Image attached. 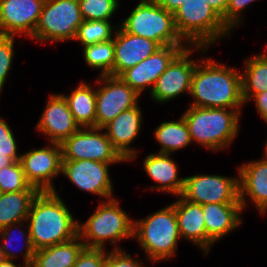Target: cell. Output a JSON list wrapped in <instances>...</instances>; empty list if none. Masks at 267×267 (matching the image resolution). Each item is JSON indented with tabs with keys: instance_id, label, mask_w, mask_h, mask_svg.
I'll use <instances>...</instances> for the list:
<instances>
[{
	"instance_id": "obj_44",
	"label": "cell",
	"mask_w": 267,
	"mask_h": 267,
	"mask_svg": "<svg viewBox=\"0 0 267 267\" xmlns=\"http://www.w3.org/2000/svg\"><path fill=\"white\" fill-rule=\"evenodd\" d=\"M7 259L4 251L2 250L1 248V245H0V264H2L5 260Z\"/></svg>"
},
{
	"instance_id": "obj_9",
	"label": "cell",
	"mask_w": 267,
	"mask_h": 267,
	"mask_svg": "<svg viewBox=\"0 0 267 267\" xmlns=\"http://www.w3.org/2000/svg\"><path fill=\"white\" fill-rule=\"evenodd\" d=\"M103 128L81 127L60 145L62 160H93L121 163L126 160L113 147Z\"/></svg>"
},
{
	"instance_id": "obj_41",
	"label": "cell",
	"mask_w": 267,
	"mask_h": 267,
	"mask_svg": "<svg viewBox=\"0 0 267 267\" xmlns=\"http://www.w3.org/2000/svg\"><path fill=\"white\" fill-rule=\"evenodd\" d=\"M161 7L170 13H175L177 9L187 0H155Z\"/></svg>"
},
{
	"instance_id": "obj_20",
	"label": "cell",
	"mask_w": 267,
	"mask_h": 267,
	"mask_svg": "<svg viewBox=\"0 0 267 267\" xmlns=\"http://www.w3.org/2000/svg\"><path fill=\"white\" fill-rule=\"evenodd\" d=\"M142 121V111L138 104L123 111L103 127L104 131L107 130L106 135L113 147L126 161L137 157L138 152L130 146L140 133Z\"/></svg>"
},
{
	"instance_id": "obj_40",
	"label": "cell",
	"mask_w": 267,
	"mask_h": 267,
	"mask_svg": "<svg viewBox=\"0 0 267 267\" xmlns=\"http://www.w3.org/2000/svg\"><path fill=\"white\" fill-rule=\"evenodd\" d=\"M210 7L223 18L229 4V0H204Z\"/></svg>"
},
{
	"instance_id": "obj_38",
	"label": "cell",
	"mask_w": 267,
	"mask_h": 267,
	"mask_svg": "<svg viewBox=\"0 0 267 267\" xmlns=\"http://www.w3.org/2000/svg\"><path fill=\"white\" fill-rule=\"evenodd\" d=\"M115 248L108 252L105 261V267H145L143 263L137 261L130 254H126L120 246H114Z\"/></svg>"
},
{
	"instance_id": "obj_1",
	"label": "cell",
	"mask_w": 267,
	"mask_h": 267,
	"mask_svg": "<svg viewBox=\"0 0 267 267\" xmlns=\"http://www.w3.org/2000/svg\"><path fill=\"white\" fill-rule=\"evenodd\" d=\"M190 106L201 108L241 109V73L234 67L219 64L212 58H201L192 76Z\"/></svg>"
},
{
	"instance_id": "obj_23",
	"label": "cell",
	"mask_w": 267,
	"mask_h": 267,
	"mask_svg": "<svg viewBox=\"0 0 267 267\" xmlns=\"http://www.w3.org/2000/svg\"><path fill=\"white\" fill-rule=\"evenodd\" d=\"M207 236L216 243L242 224L241 203L202 205Z\"/></svg>"
},
{
	"instance_id": "obj_6",
	"label": "cell",
	"mask_w": 267,
	"mask_h": 267,
	"mask_svg": "<svg viewBox=\"0 0 267 267\" xmlns=\"http://www.w3.org/2000/svg\"><path fill=\"white\" fill-rule=\"evenodd\" d=\"M178 34L189 46L216 43L231 32L204 0H187L173 14Z\"/></svg>"
},
{
	"instance_id": "obj_30",
	"label": "cell",
	"mask_w": 267,
	"mask_h": 267,
	"mask_svg": "<svg viewBox=\"0 0 267 267\" xmlns=\"http://www.w3.org/2000/svg\"><path fill=\"white\" fill-rule=\"evenodd\" d=\"M26 222L27 221L14 223V224H11L9 226H5L2 229H0V236L2 239L1 240L2 244L0 243V245H1L2 250L4 251L7 259H11V260H13L17 257V255L14 256L15 253L19 252V254H21L20 252H22V250H24V251L26 250L24 252V256H23L24 257L23 263L26 264L27 266H31L36 250L34 249V247L32 245L28 222H27L26 226L25 225L23 226L24 228L27 227V230H25L26 231L25 234L23 233L24 232L23 230H20L18 232V234L20 233L22 235L23 240L25 239L24 241H21V242H24L25 246L24 247L22 246L23 248L17 249L18 252L13 251L14 249L11 246V244H12L11 242L19 241V239L21 238L20 237L16 240L15 236L17 233H16V231L14 232V229H16V228L19 229L21 227V225H23V223L25 224ZM13 232H14V235H13ZM16 248L17 247H15V250H16Z\"/></svg>"
},
{
	"instance_id": "obj_33",
	"label": "cell",
	"mask_w": 267,
	"mask_h": 267,
	"mask_svg": "<svg viewBox=\"0 0 267 267\" xmlns=\"http://www.w3.org/2000/svg\"><path fill=\"white\" fill-rule=\"evenodd\" d=\"M83 20L110 21L120 2L116 0H78Z\"/></svg>"
},
{
	"instance_id": "obj_18",
	"label": "cell",
	"mask_w": 267,
	"mask_h": 267,
	"mask_svg": "<svg viewBox=\"0 0 267 267\" xmlns=\"http://www.w3.org/2000/svg\"><path fill=\"white\" fill-rule=\"evenodd\" d=\"M113 41L115 53L114 76L117 77L161 48L157 42L132 35L120 25L115 28Z\"/></svg>"
},
{
	"instance_id": "obj_34",
	"label": "cell",
	"mask_w": 267,
	"mask_h": 267,
	"mask_svg": "<svg viewBox=\"0 0 267 267\" xmlns=\"http://www.w3.org/2000/svg\"><path fill=\"white\" fill-rule=\"evenodd\" d=\"M15 36L0 35V95L3 86L6 83V78L10 73L14 52Z\"/></svg>"
},
{
	"instance_id": "obj_26",
	"label": "cell",
	"mask_w": 267,
	"mask_h": 267,
	"mask_svg": "<svg viewBox=\"0 0 267 267\" xmlns=\"http://www.w3.org/2000/svg\"><path fill=\"white\" fill-rule=\"evenodd\" d=\"M40 191L0 193V229L27 221L31 204Z\"/></svg>"
},
{
	"instance_id": "obj_10",
	"label": "cell",
	"mask_w": 267,
	"mask_h": 267,
	"mask_svg": "<svg viewBox=\"0 0 267 267\" xmlns=\"http://www.w3.org/2000/svg\"><path fill=\"white\" fill-rule=\"evenodd\" d=\"M191 48V49H190ZM205 46H187L168 65L167 69L159 76L153 86L150 96L155 102L166 103L186 93L190 95L192 76L195 71L196 60L190 59L191 54L197 49L203 53Z\"/></svg>"
},
{
	"instance_id": "obj_39",
	"label": "cell",
	"mask_w": 267,
	"mask_h": 267,
	"mask_svg": "<svg viewBox=\"0 0 267 267\" xmlns=\"http://www.w3.org/2000/svg\"><path fill=\"white\" fill-rule=\"evenodd\" d=\"M256 103V109L260 114V117L267 124V90L254 95L251 100Z\"/></svg>"
},
{
	"instance_id": "obj_24",
	"label": "cell",
	"mask_w": 267,
	"mask_h": 267,
	"mask_svg": "<svg viewBox=\"0 0 267 267\" xmlns=\"http://www.w3.org/2000/svg\"><path fill=\"white\" fill-rule=\"evenodd\" d=\"M85 248L79 236L35 251L31 267H73Z\"/></svg>"
},
{
	"instance_id": "obj_13",
	"label": "cell",
	"mask_w": 267,
	"mask_h": 267,
	"mask_svg": "<svg viewBox=\"0 0 267 267\" xmlns=\"http://www.w3.org/2000/svg\"><path fill=\"white\" fill-rule=\"evenodd\" d=\"M20 162L27 182L40 192L55 191L53 177L61 174L62 149L59 143L31 149L21 154Z\"/></svg>"
},
{
	"instance_id": "obj_8",
	"label": "cell",
	"mask_w": 267,
	"mask_h": 267,
	"mask_svg": "<svg viewBox=\"0 0 267 267\" xmlns=\"http://www.w3.org/2000/svg\"><path fill=\"white\" fill-rule=\"evenodd\" d=\"M83 21L78 0H45L31 39L41 43L75 40Z\"/></svg>"
},
{
	"instance_id": "obj_45",
	"label": "cell",
	"mask_w": 267,
	"mask_h": 267,
	"mask_svg": "<svg viewBox=\"0 0 267 267\" xmlns=\"http://www.w3.org/2000/svg\"><path fill=\"white\" fill-rule=\"evenodd\" d=\"M264 150H265V154H267V140H266V143H265V148H264Z\"/></svg>"
},
{
	"instance_id": "obj_22",
	"label": "cell",
	"mask_w": 267,
	"mask_h": 267,
	"mask_svg": "<svg viewBox=\"0 0 267 267\" xmlns=\"http://www.w3.org/2000/svg\"><path fill=\"white\" fill-rule=\"evenodd\" d=\"M170 156L171 154L150 153L143 160V168L158 183L150 189L179 196L183 192L185 178H178L177 164Z\"/></svg>"
},
{
	"instance_id": "obj_3",
	"label": "cell",
	"mask_w": 267,
	"mask_h": 267,
	"mask_svg": "<svg viewBox=\"0 0 267 267\" xmlns=\"http://www.w3.org/2000/svg\"><path fill=\"white\" fill-rule=\"evenodd\" d=\"M241 109L190 106L182 115L192 142L211 151L230 146L239 133Z\"/></svg>"
},
{
	"instance_id": "obj_16",
	"label": "cell",
	"mask_w": 267,
	"mask_h": 267,
	"mask_svg": "<svg viewBox=\"0 0 267 267\" xmlns=\"http://www.w3.org/2000/svg\"><path fill=\"white\" fill-rule=\"evenodd\" d=\"M186 48V46L173 45L161 47L139 64L124 71L119 77L139 95L148 86L151 93L159 76L167 69L172 60Z\"/></svg>"
},
{
	"instance_id": "obj_25",
	"label": "cell",
	"mask_w": 267,
	"mask_h": 267,
	"mask_svg": "<svg viewBox=\"0 0 267 267\" xmlns=\"http://www.w3.org/2000/svg\"><path fill=\"white\" fill-rule=\"evenodd\" d=\"M80 127H95L96 90L81 81L71 94H61Z\"/></svg>"
},
{
	"instance_id": "obj_12",
	"label": "cell",
	"mask_w": 267,
	"mask_h": 267,
	"mask_svg": "<svg viewBox=\"0 0 267 267\" xmlns=\"http://www.w3.org/2000/svg\"><path fill=\"white\" fill-rule=\"evenodd\" d=\"M184 178V189L181 196L189 202L200 205L241 203L239 178L237 177L196 174Z\"/></svg>"
},
{
	"instance_id": "obj_32",
	"label": "cell",
	"mask_w": 267,
	"mask_h": 267,
	"mask_svg": "<svg viewBox=\"0 0 267 267\" xmlns=\"http://www.w3.org/2000/svg\"><path fill=\"white\" fill-rule=\"evenodd\" d=\"M0 190L3 193L39 191L27 182L20 161L0 169Z\"/></svg>"
},
{
	"instance_id": "obj_15",
	"label": "cell",
	"mask_w": 267,
	"mask_h": 267,
	"mask_svg": "<svg viewBox=\"0 0 267 267\" xmlns=\"http://www.w3.org/2000/svg\"><path fill=\"white\" fill-rule=\"evenodd\" d=\"M45 0H0V35L32 37Z\"/></svg>"
},
{
	"instance_id": "obj_28",
	"label": "cell",
	"mask_w": 267,
	"mask_h": 267,
	"mask_svg": "<svg viewBox=\"0 0 267 267\" xmlns=\"http://www.w3.org/2000/svg\"><path fill=\"white\" fill-rule=\"evenodd\" d=\"M154 137L161 145L158 153L171 154L192 143L189 129L184 117L178 121H165L155 129Z\"/></svg>"
},
{
	"instance_id": "obj_21",
	"label": "cell",
	"mask_w": 267,
	"mask_h": 267,
	"mask_svg": "<svg viewBox=\"0 0 267 267\" xmlns=\"http://www.w3.org/2000/svg\"><path fill=\"white\" fill-rule=\"evenodd\" d=\"M178 197L171 204L175 208L180 236L197 245L207 255L214 242L207 236L202 205L189 202L181 195Z\"/></svg>"
},
{
	"instance_id": "obj_31",
	"label": "cell",
	"mask_w": 267,
	"mask_h": 267,
	"mask_svg": "<svg viewBox=\"0 0 267 267\" xmlns=\"http://www.w3.org/2000/svg\"><path fill=\"white\" fill-rule=\"evenodd\" d=\"M110 21L84 20L78 27L75 40L87 46L113 39L114 27Z\"/></svg>"
},
{
	"instance_id": "obj_4",
	"label": "cell",
	"mask_w": 267,
	"mask_h": 267,
	"mask_svg": "<svg viewBox=\"0 0 267 267\" xmlns=\"http://www.w3.org/2000/svg\"><path fill=\"white\" fill-rule=\"evenodd\" d=\"M133 237L152 263L176 255L178 240L181 239L175 208L172 204L149 216L134 220Z\"/></svg>"
},
{
	"instance_id": "obj_37",
	"label": "cell",
	"mask_w": 267,
	"mask_h": 267,
	"mask_svg": "<svg viewBox=\"0 0 267 267\" xmlns=\"http://www.w3.org/2000/svg\"><path fill=\"white\" fill-rule=\"evenodd\" d=\"M105 249L84 248L73 267H105Z\"/></svg>"
},
{
	"instance_id": "obj_11",
	"label": "cell",
	"mask_w": 267,
	"mask_h": 267,
	"mask_svg": "<svg viewBox=\"0 0 267 267\" xmlns=\"http://www.w3.org/2000/svg\"><path fill=\"white\" fill-rule=\"evenodd\" d=\"M95 127L103 128L123 111L138 105L139 94L120 77L100 75L96 81Z\"/></svg>"
},
{
	"instance_id": "obj_43",
	"label": "cell",
	"mask_w": 267,
	"mask_h": 267,
	"mask_svg": "<svg viewBox=\"0 0 267 267\" xmlns=\"http://www.w3.org/2000/svg\"><path fill=\"white\" fill-rule=\"evenodd\" d=\"M0 267H28L26 264H22V265H16L13 260L11 259H6L2 264H0Z\"/></svg>"
},
{
	"instance_id": "obj_29",
	"label": "cell",
	"mask_w": 267,
	"mask_h": 267,
	"mask_svg": "<svg viewBox=\"0 0 267 267\" xmlns=\"http://www.w3.org/2000/svg\"><path fill=\"white\" fill-rule=\"evenodd\" d=\"M85 63L93 69H100V75L114 76V41L109 40L83 47Z\"/></svg>"
},
{
	"instance_id": "obj_2",
	"label": "cell",
	"mask_w": 267,
	"mask_h": 267,
	"mask_svg": "<svg viewBox=\"0 0 267 267\" xmlns=\"http://www.w3.org/2000/svg\"><path fill=\"white\" fill-rule=\"evenodd\" d=\"M35 250L70 241L78 236V221L57 191L39 192L27 217Z\"/></svg>"
},
{
	"instance_id": "obj_14",
	"label": "cell",
	"mask_w": 267,
	"mask_h": 267,
	"mask_svg": "<svg viewBox=\"0 0 267 267\" xmlns=\"http://www.w3.org/2000/svg\"><path fill=\"white\" fill-rule=\"evenodd\" d=\"M93 160H62L61 175L66 176L78 189L99 195L102 201L114 198L109 165Z\"/></svg>"
},
{
	"instance_id": "obj_5",
	"label": "cell",
	"mask_w": 267,
	"mask_h": 267,
	"mask_svg": "<svg viewBox=\"0 0 267 267\" xmlns=\"http://www.w3.org/2000/svg\"><path fill=\"white\" fill-rule=\"evenodd\" d=\"M134 220L120 208L115 198L100 201L85 223L78 221V236L85 248L105 249L106 242L116 245L126 238H133Z\"/></svg>"
},
{
	"instance_id": "obj_7",
	"label": "cell",
	"mask_w": 267,
	"mask_h": 267,
	"mask_svg": "<svg viewBox=\"0 0 267 267\" xmlns=\"http://www.w3.org/2000/svg\"><path fill=\"white\" fill-rule=\"evenodd\" d=\"M120 26L132 35L157 42L161 47L189 46L185 45L187 43L176 30L173 13L161 7L155 0H140Z\"/></svg>"
},
{
	"instance_id": "obj_19",
	"label": "cell",
	"mask_w": 267,
	"mask_h": 267,
	"mask_svg": "<svg viewBox=\"0 0 267 267\" xmlns=\"http://www.w3.org/2000/svg\"><path fill=\"white\" fill-rule=\"evenodd\" d=\"M263 157L261 160L241 165L237 173L239 174V199L243 211L246 209V199L249 196L250 202L262 215L267 211V154H263Z\"/></svg>"
},
{
	"instance_id": "obj_36",
	"label": "cell",
	"mask_w": 267,
	"mask_h": 267,
	"mask_svg": "<svg viewBox=\"0 0 267 267\" xmlns=\"http://www.w3.org/2000/svg\"><path fill=\"white\" fill-rule=\"evenodd\" d=\"M0 153H9V157L15 162L20 161L21 155L17 154V144L14 134L8 123L0 117Z\"/></svg>"
},
{
	"instance_id": "obj_17",
	"label": "cell",
	"mask_w": 267,
	"mask_h": 267,
	"mask_svg": "<svg viewBox=\"0 0 267 267\" xmlns=\"http://www.w3.org/2000/svg\"><path fill=\"white\" fill-rule=\"evenodd\" d=\"M49 96L36 129L48 136L51 143L61 144L81 127L61 93Z\"/></svg>"
},
{
	"instance_id": "obj_42",
	"label": "cell",
	"mask_w": 267,
	"mask_h": 267,
	"mask_svg": "<svg viewBox=\"0 0 267 267\" xmlns=\"http://www.w3.org/2000/svg\"><path fill=\"white\" fill-rule=\"evenodd\" d=\"M13 163L14 161L9 157V153H0V169Z\"/></svg>"
},
{
	"instance_id": "obj_27",
	"label": "cell",
	"mask_w": 267,
	"mask_h": 267,
	"mask_svg": "<svg viewBox=\"0 0 267 267\" xmlns=\"http://www.w3.org/2000/svg\"><path fill=\"white\" fill-rule=\"evenodd\" d=\"M245 72H241L242 98L244 103L267 90V53L253 55L245 60Z\"/></svg>"
},
{
	"instance_id": "obj_35",
	"label": "cell",
	"mask_w": 267,
	"mask_h": 267,
	"mask_svg": "<svg viewBox=\"0 0 267 267\" xmlns=\"http://www.w3.org/2000/svg\"><path fill=\"white\" fill-rule=\"evenodd\" d=\"M253 1L255 0H229L222 21L231 32L236 26L238 27L241 24L240 20L243 18L241 16L243 10L245 11V8L253 3Z\"/></svg>"
}]
</instances>
